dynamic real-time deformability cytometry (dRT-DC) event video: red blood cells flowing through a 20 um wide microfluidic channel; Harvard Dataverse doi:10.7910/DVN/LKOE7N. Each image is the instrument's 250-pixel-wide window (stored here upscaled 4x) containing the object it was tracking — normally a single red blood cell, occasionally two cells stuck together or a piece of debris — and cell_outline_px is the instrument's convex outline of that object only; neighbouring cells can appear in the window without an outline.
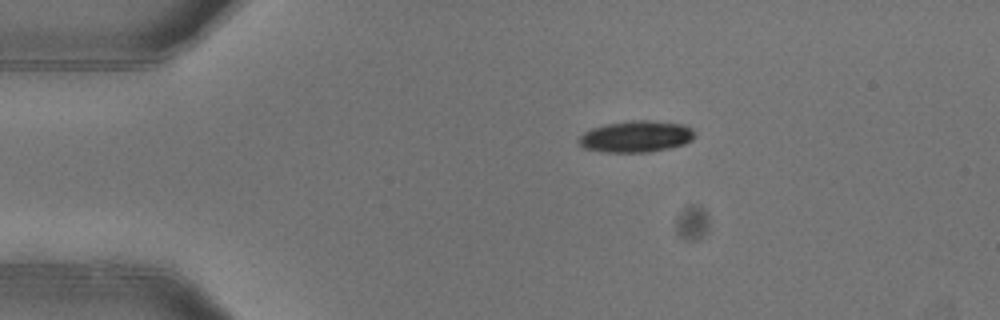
{"species": "common noctule bat (a hibernating species)", "species_latin": "Nyctalus noctula", "temperature_condition": "warm", "stored_images_in_passage": 4, "camera_frame_rate_fps": 3000, "um_per_image_px": 0.085, "animal": {"sex": "female"}, "frame": {"image": 1, "passage_image": 1, "time_ms": 0.0, "image_size_px": [1000, 320], "cell_outline_px": [[692, 140], [684, 144], [668, 148], [648, 152], [604, 152], [584, 148], [576, 140], [584, 132], [592, 128], [608, 124], [632, 120], [648, 120], [684, 124], [692, 128]], "centroid_in_image_um": [54.04, 11.6], "position_along_channel_um": 31.0, "area_um2": 21.1}}
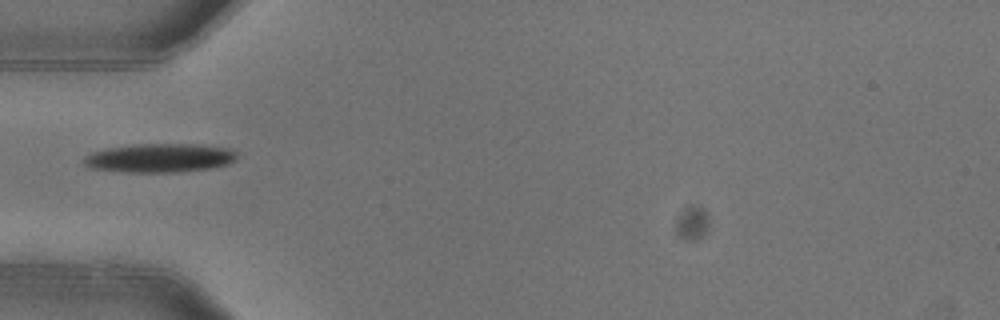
{"frame": {"image": 2, "passage_image": 3, "time_ms": 0.667, "image_size_px": [1000, 320], "cell_outline_px": [[236, 160], [228, 164], [212, 168], [176, 172], [124, 172], [92, 168], [84, 164], [84, 156], [92, 152], [104, 148], [136, 144], [204, 144], [232, 148], [236, 152]], "centroid_in_image_um": [13.61, 13.41], "position_along_channel_um": 71.4, "area_um2": 26.01}}